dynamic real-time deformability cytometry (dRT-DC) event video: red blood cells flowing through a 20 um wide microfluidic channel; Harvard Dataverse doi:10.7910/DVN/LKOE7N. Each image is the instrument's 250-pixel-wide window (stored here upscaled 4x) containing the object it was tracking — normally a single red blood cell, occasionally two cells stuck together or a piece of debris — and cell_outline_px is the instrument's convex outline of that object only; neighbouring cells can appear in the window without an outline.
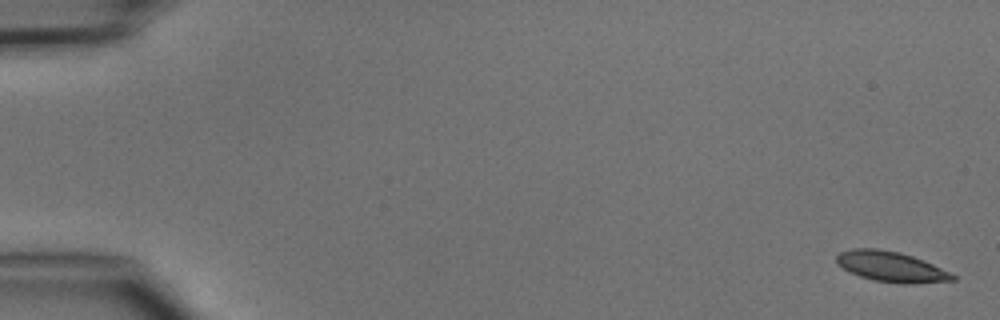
{"species": "common noctule bat (a hibernating species)", "species_latin": "Nyctalus noctula", "temperature_condition": "cold", "stored_images_in_passage": 5, "camera_frame_rate_fps": 3000, "um_per_image_px": 0.085, "animal": {"sex": "male", "body_mass_g": 15.6}, "frame": {"image": 1, "passage_image": 1, "time_ms": 0.0, "image_size_px": [1000, 320], "cell_outline_px": [[956, 280], [908, 284], [904, 284], [872, 280], [860, 276], [836, 264], [836, 256], [840, 252], [852, 248], [876, 248], [900, 252], [924, 260], [956, 276]], "centroid_in_image_um": [75.72, 22.66], "position_along_channel_um": 9.3, "area_um2": 20.4}}
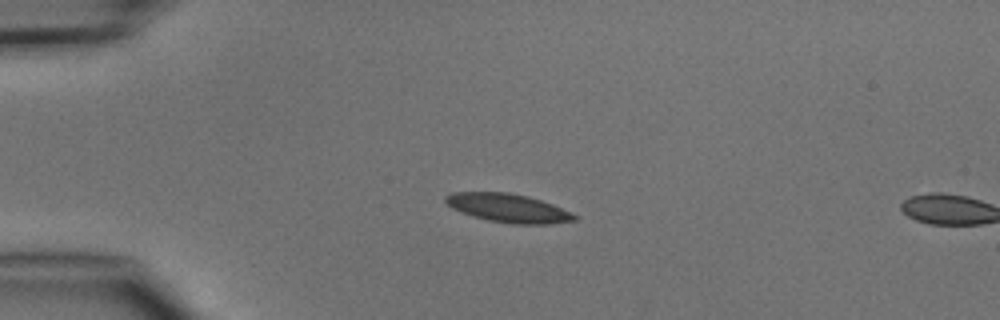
{"frame": {"image": 2, "passage_image": 4, "time_ms": 3.667, "image_size_px": [1000, 320], "cell_outline_px": [[580, 216], [576, 220], [548, 224], [512, 224], [488, 220], [472, 216], [452, 208], [444, 200], [444, 196], [452, 192], [508, 192], [528, 196], [552, 204]], "centroid_in_image_um": [43.2, 17.68], "position_along_channel_um": 41.8, "area_um2": 21.5}}